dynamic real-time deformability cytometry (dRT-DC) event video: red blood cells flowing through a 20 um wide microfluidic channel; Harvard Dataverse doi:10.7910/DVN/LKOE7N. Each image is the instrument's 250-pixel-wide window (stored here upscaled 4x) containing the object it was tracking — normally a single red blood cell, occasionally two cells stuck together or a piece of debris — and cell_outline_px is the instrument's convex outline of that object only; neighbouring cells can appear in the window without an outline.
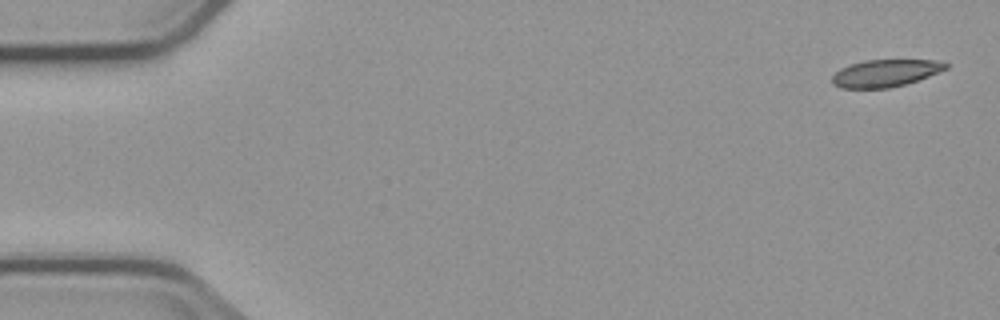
{"species": "common noctule bat (a hibernating species)", "species_latin": "Nyctalus noctula", "temperature_condition": "cold", "stored_images_in_passage": 6, "camera_frame_rate_fps": 3000, "um_per_image_px": 0.085, "animal": {"sex": "male", "body_mass_g": 23.1, "forearm_length_mm": 52.7}, "frame": {"image": 1, "passage_image": 1, "time_ms": 0.0, "image_size_px": [1000, 320], "cell_outline_px": [[948, 68], [928, 76], [904, 84], [888, 88], [840, 88], [832, 84], [832, 76], [840, 68], [864, 60], [944, 60], [948, 64]], "centroid_in_image_um": [75.25, 6.21], "position_along_channel_um": 9.7, "area_um2": 17.98}}
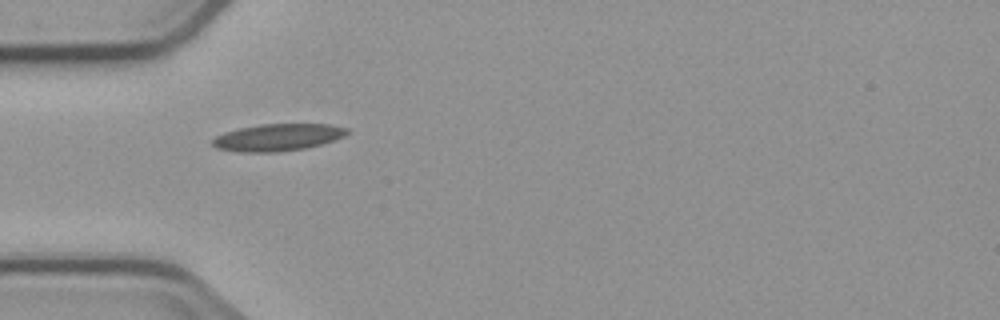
{"frame": {"image": 2, "passage_image": 5, "time_ms": 5.0, "image_size_px": [1000, 320], "cell_outline_px": [[348, 132], [344, 136], [320, 144], [304, 148], [280, 152], [240, 152], [216, 148], [212, 144], [212, 140], [216, 136], [224, 132], [236, 128], [260, 124], [332, 124], [348, 128]], "centroid_in_image_um": [23.57, 11.67], "position_along_channel_um": 61.4, "area_um2": 21.27}}
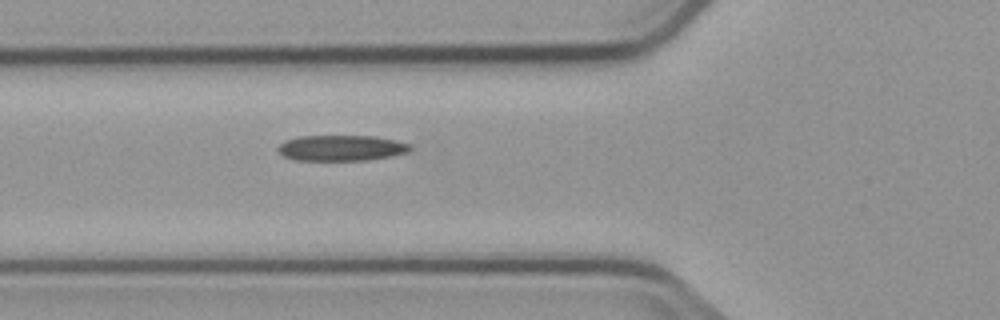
{"frame": {"image": 3, "passage_image": 6, "time_ms": 6.0, "image_size_px": [1000, 320], "cell_outline_px": [[412, 148], [408, 152], [392, 156], [368, 160], [296, 160], [284, 156], [276, 148], [284, 140], [300, 136], [376, 136], [396, 140], [408, 144]], "centroid_in_image_um": [29.01, 12.57], "position_along_channel_um": 96.8, "area_um2": 19.83}}